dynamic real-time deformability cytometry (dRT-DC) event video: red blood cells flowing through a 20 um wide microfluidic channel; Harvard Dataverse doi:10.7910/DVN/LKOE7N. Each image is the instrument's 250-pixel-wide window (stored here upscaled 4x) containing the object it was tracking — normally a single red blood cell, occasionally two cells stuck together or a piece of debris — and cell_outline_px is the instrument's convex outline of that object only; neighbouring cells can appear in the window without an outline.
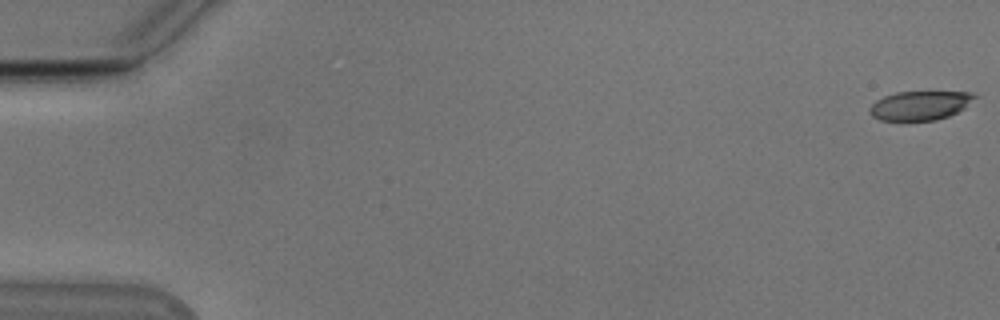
{"species": "Egyptian fruit bat (a non-hibernating species)", "species_latin": "Rousettus aegyptiacus", "temperature_condition": "cold", "stored_images_in_passage": 55, "camera_frame_rate_fps": 3000, "um_per_image_px": 0.085, "animal": {"sex": "male"}, "frame": {"image": 1, "passage_image": 1, "time_ms": 0.0, "image_size_px": [1000, 320], "cell_outline_px": [[980, 96], [964, 108], [948, 116], [936, 120], [880, 120], [872, 116], [868, 112], [868, 108], [876, 100], [884, 96], [896, 92], [972, 92]], "centroid_in_image_um": [78.21, 8.96], "position_along_channel_um": 6.8, "area_um2": 17.86}}
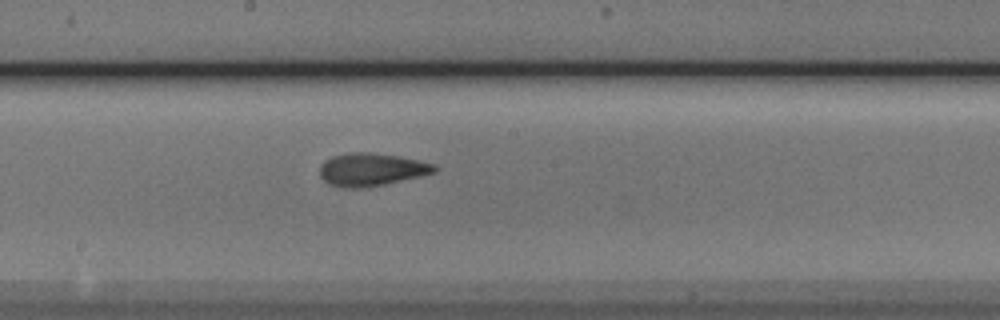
{"frame": {"image": 2, "passage_image": 30, "time_ms": 9.667, "image_size_px": [1000, 320], "cell_outline_px": [[436, 172], [420, 176], [384, 184], [360, 188], [340, 188], [328, 184], [320, 176], [320, 164], [324, 160], [332, 156], [348, 152], [368, 152], [396, 156], [436, 164]], "centroid_in_image_um": [31.51, 14.41], "position_along_channel_um": 216.7, "area_um2": 21.91}}
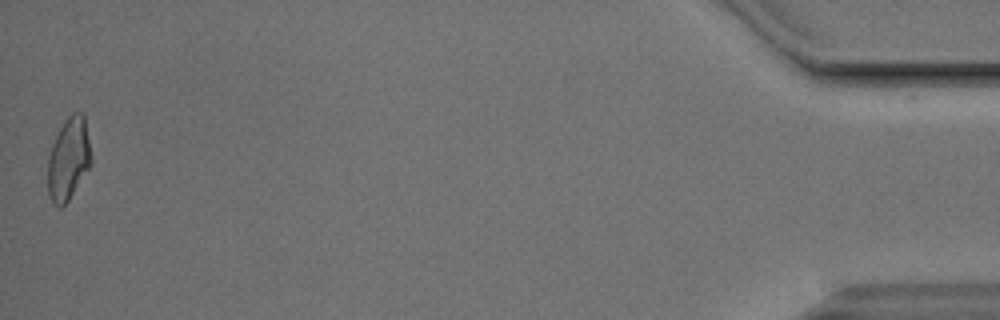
{"frame": {"image": 3, "passage_image": 54, "time_ms": 17.667, "image_size_px": [1000, 320], "cell_outline_px": [[92, 164], [68, 200], [60, 208], [52, 204], [48, 196], [48, 156], [52, 144], [64, 120], [72, 112], [84, 112], [92, 160]], "centroid_in_image_um": [5.82, 13.5], "position_along_channel_um": 429.4, "area_um2": 20.98}, "authors_computed_cell_mechanics": {"area_um2": 20.808, "velocity_mm_per_s": 3.8374, "shape_relaxation_time_tau1_ms": 5.4884, "shape_relaxation_time_tau2_ms": 2.5112, "deformation_change_tau1": 0.1773, "deformation_change_tau2": 0.075}}